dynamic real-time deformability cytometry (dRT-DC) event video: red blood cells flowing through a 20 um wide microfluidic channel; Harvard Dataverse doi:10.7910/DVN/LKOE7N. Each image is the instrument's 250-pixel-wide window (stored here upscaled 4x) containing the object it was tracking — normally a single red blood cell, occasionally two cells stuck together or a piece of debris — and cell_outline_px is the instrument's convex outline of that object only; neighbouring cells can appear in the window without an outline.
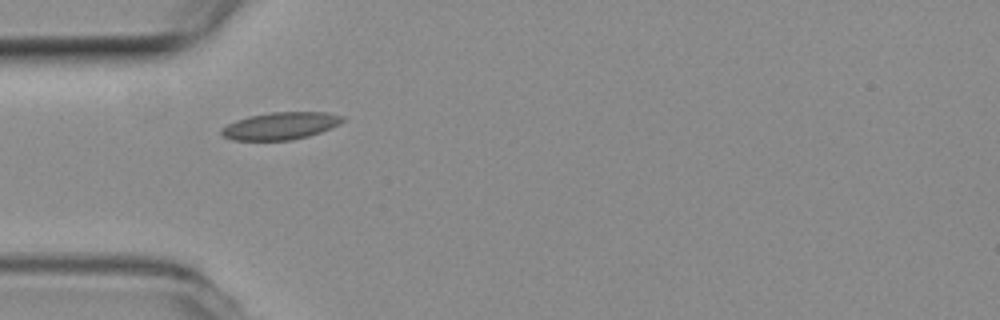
{"species": "common noctule bat (a hibernating species)", "species_latin": "Nyctalus noctula", "temperature_condition": "room temperature", "stored_images_in_passage": 9, "camera_frame_rate_fps": 3000, "um_per_image_px": 0.085, "animal": {"sex": "female", "body_mass_g": 19.3, "forearm_length_mm": 54.1}, "frame": {"image": 1, "passage_image": 4, "time_ms": 1.0, "image_size_px": [1000, 320], "cell_outline_px": [[344, 120], [340, 124], [320, 132], [308, 136], [292, 140], [232, 140], [224, 136], [220, 132], [220, 128], [236, 120], [248, 116], [272, 112], [328, 112], [344, 116]], "centroid_in_image_um": [23.85, 10.69], "position_along_channel_um": 61.2, "area_um2": 19.31}}
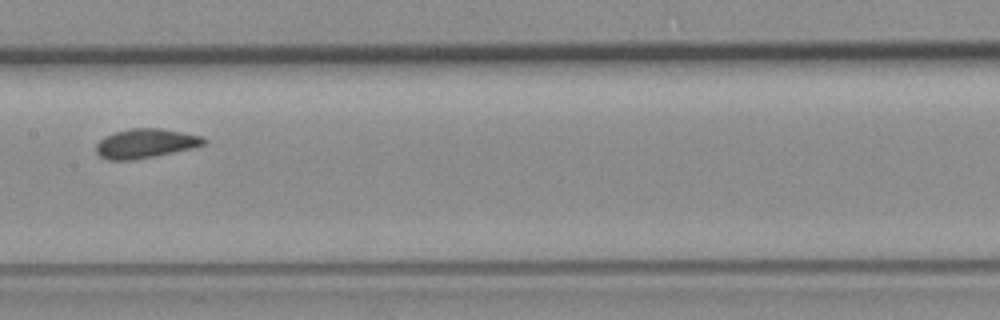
{"frame": {"image": 2, "passage_image": 7, "time_ms": 2.0, "image_size_px": [1000, 320], "cell_outline_px": [[208, 140], [204, 144], [192, 148], [156, 156], [132, 160], [108, 160], [100, 156], [96, 152], [96, 144], [104, 136], [116, 132], [132, 128], [160, 128], [204, 136]], "centroid_in_image_um": [12.38, 12.19], "position_along_channel_um": 195.0, "area_um2": 18.44}}
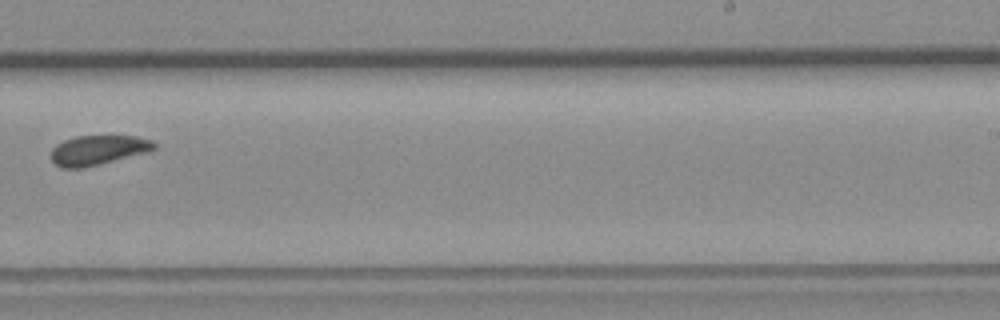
{"frame": {"image": 3, "passage_image": 9, "time_ms": 2.667, "image_size_px": [1000, 320], "cell_outline_px": [[156, 148], [148, 152], [100, 164], [80, 168], [60, 168], [52, 160], [52, 148], [56, 144], [64, 140], [76, 136], [136, 136], [152, 140], [156, 144]], "centroid_in_image_um": [8.34, 12.75], "position_along_channel_um": 280.7, "area_um2": 17.8}}